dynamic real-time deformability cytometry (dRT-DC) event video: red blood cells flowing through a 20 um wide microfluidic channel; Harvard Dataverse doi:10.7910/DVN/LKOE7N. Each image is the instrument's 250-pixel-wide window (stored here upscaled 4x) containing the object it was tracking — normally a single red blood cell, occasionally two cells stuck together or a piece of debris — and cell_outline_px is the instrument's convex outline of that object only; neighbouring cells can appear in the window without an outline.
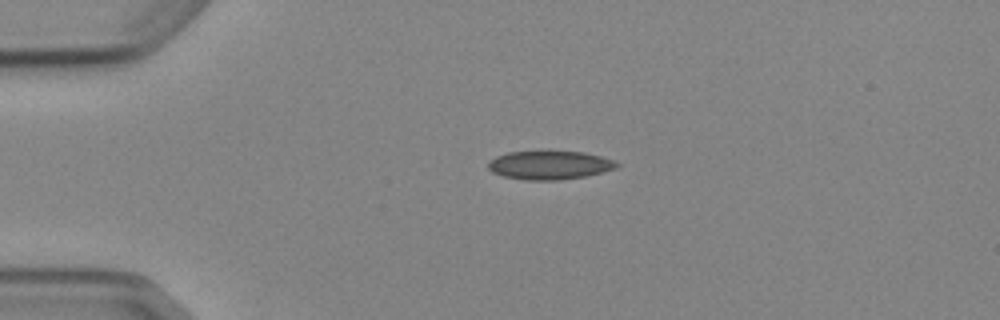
{"species": "Egyptian fruit bat (a non-hibernating species)", "species_latin": "Rousettus aegyptiacus", "temperature_condition": "cold", "stored_images_in_passage": 3, "camera_frame_rate_fps": 3000, "um_per_image_px": 0.085, "animal": {"sex": "female"}, "frame": {"image": 1, "passage_image": 2, "time_ms": 1.333, "image_size_px": [1000, 320], "cell_outline_px": [[620, 164], [616, 168], [584, 176], [560, 180], [524, 180], [504, 176], [492, 172], [488, 168], [488, 160], [496, 156], [508, 152], [540, 148], [548, 148], [584, 152], [600, 156], [612, 160]], "centroid_in_image_um": [46.65, 13.97], "position_along_channel_um": 38.3, "area_um2": 22.37}}